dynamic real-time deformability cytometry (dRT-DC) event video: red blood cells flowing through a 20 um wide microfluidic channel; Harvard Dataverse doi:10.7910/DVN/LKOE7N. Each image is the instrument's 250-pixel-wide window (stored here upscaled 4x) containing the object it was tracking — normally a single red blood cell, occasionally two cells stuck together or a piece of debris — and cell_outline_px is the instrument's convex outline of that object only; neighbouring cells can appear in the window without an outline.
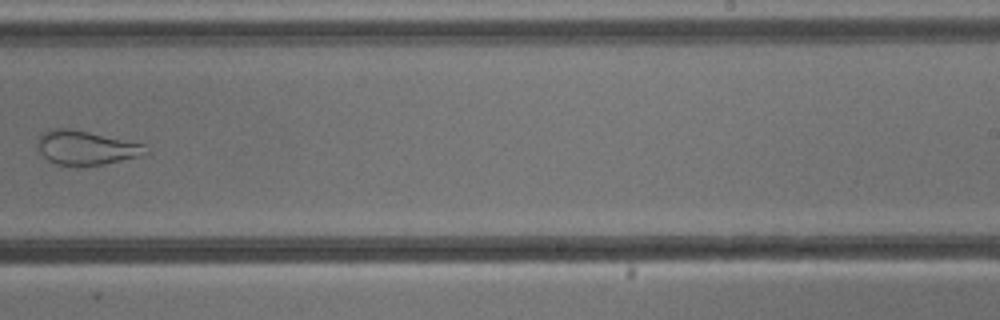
{"species": "common noctule bat (a hibernating species)", "species_latin": "Nyctalus noctula", "temperature_condition": "cold", "stored_images_in_passage": 10, "camera_frame_rate_fps": 3000, "um_per_image_px": 0.085, "animal": {"sex": "male", "body_mass_g": 13.3}, "frame": {"image": 1, "passage_image": 9, "time_ms": 10.333, "image_size_px": [1000, 320], "cell_outline_px": [[152, 152], [140, 156], [104, 164], [56, 164], [48, 160], [40, 152], [36, 144], [36, 140], [44, 132], [52, 128], [68, 128], [88, 132], [144, 144]], "centroid_in_image_um": [7.32, 12.54], "position_along_channel_um": 281.7, "area_um2": 21.15}}